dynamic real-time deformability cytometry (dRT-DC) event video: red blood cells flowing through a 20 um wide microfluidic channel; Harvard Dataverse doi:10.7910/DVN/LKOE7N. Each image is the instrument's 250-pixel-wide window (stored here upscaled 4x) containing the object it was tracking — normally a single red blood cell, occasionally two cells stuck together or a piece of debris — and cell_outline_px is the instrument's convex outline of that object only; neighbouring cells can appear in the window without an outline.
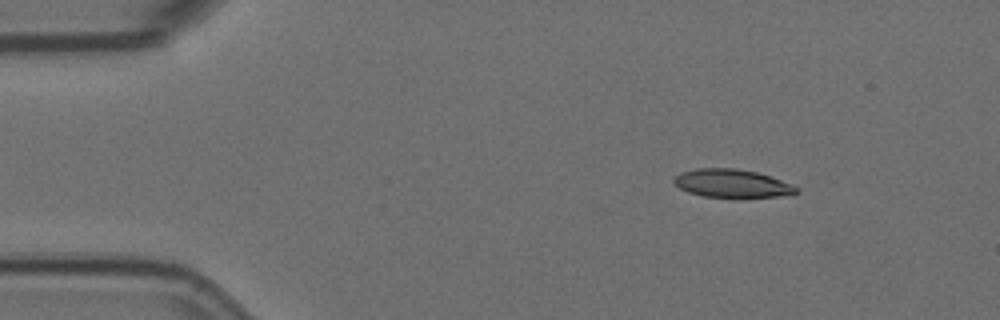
{"species": "Egyptian fruit bat (a non-hibernating species)", "species_latin": "Rousettus aegyptiacus", "temperature_condition": "room temperature", "stored_images_in_passage": 2, "camera_frame_rate_fps": 3000, "um_per_image_px": 0.085, "animal": {"sex": "female"}, "frame": {"image": 1, "passage_image": 2, "time_ms": 0.333, "image_size_px": [1000, 320], "cell_outline_px": [[800, 192], [776, 196], [704, 196], [688, 192], [680, 188], [672, 180], [680, 172], [696, 168], [736, 168], [756, 172], [792, 184], [800, 188]], "centroid_in_image_um": [62.2, 15.56], "position_along_channel_um": 22.8, "area_um2": 19.65}}